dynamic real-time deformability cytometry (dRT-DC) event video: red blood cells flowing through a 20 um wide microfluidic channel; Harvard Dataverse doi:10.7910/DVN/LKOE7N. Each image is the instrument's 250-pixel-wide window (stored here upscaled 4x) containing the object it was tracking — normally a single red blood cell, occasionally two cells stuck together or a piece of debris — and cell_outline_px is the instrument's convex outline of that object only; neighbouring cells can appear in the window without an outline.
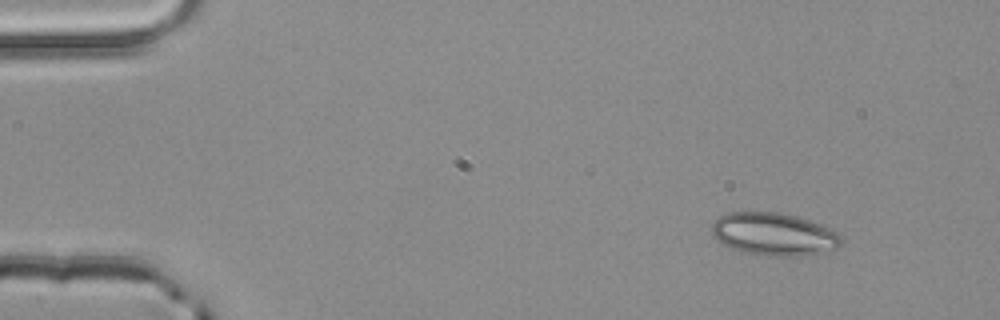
{"species": "common noctule bat (a hibernating species)", "species_latin": "Nyctalus noctula", "temperature_condition": "room temperature", "stored_images_in_passage": 4, "camera_frame_rate_fps": 3000, "um_per_image_px": 0.085, "animal": {"sex": "male", "body_mass_g": 20.4}, "frame": {"image": 1, "passage_image": 1, "time_ms": 0.0, "image_size_px": [1000, 320], "cell_outline_px": [[844, 236], [840, 244], [836, 248], [820, 252], [800, 256], [772, 256], [740, 252], [716, 240], [712, 232], [712, 224], [720, 216], [728, 212], [780, 212], [796, 216], [832, 228]], "centroid_in_image_um": [65.8, 19.9], "position_along_channel_um": 19.2, "area_um2": 32.31}}